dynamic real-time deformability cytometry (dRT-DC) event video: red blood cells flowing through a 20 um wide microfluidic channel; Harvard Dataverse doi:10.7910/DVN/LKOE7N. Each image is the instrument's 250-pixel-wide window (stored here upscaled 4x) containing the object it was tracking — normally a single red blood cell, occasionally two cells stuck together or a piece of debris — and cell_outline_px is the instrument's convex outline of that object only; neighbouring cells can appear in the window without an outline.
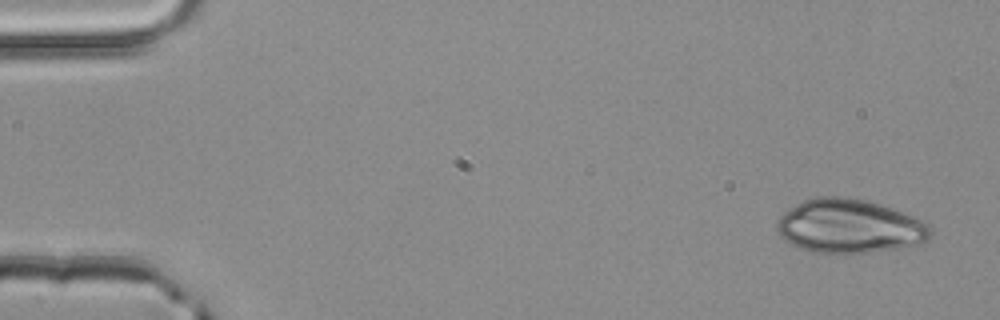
{"species": "common noctule bat (a hibernating species)", "species_latin": "Nyctalus noctula", "temperature_condition": "room temperature", "stored_images_in_passage": 50, "camera_frame_rate_fps": 3000, "um_per_image_px": 0.085, "animal": {"sex": "male", "body_mass_g": 20.4}, "frame": {"image": 1, "passage_image": 2, "time_ms": 0.333, "image_size_px": [1000, 320], "cell_outline_px": [[932, 236], [928, 240], [916, 244], [896, 248], [868, 252], [808, 252], [784, 240], [780, 236], [776, 228], [776, 220], [784, 212], [796, 204], [804, 200], [816, 196], [844, 196], [868, 200], [904, 212], [924, 220], [932, 228]], "centroid_in_image_um": [72.2, 19.2], "position_along_channel_um": 12.8, "area_um2": 48.38}}
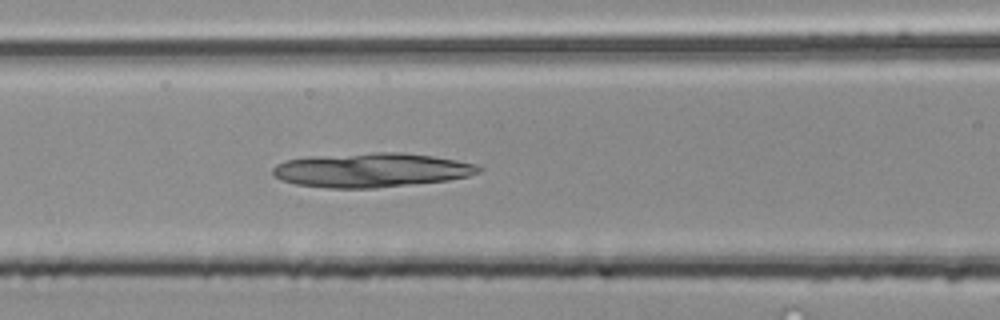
{"frame": {"image": 2, "passage_image": 21, "time_ms": 6.667, "image_size_px": [1000, 320], "cell_outline_px": [[484, 168], [480, 172], [468, 176], [448, 180], [376, 188], [328, 188], [296, 184], [284, 180], [276, 176], [272, 172], [272, 168], [276, 164], [284, 160], [308, 156], [372, 152], [400, 152], [432, 156], [456, 160], [476, 164]], "centroid_in_image_um": [31.56, 14.45], "position_along_channel_um": 135.0, "area_um2": 41.21}}
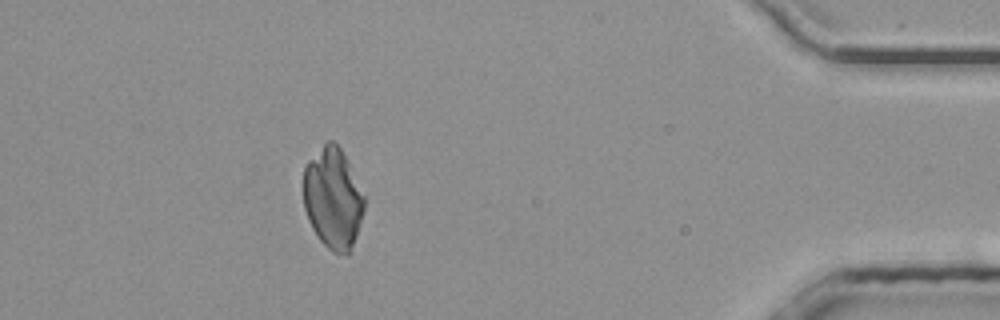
{"frame": {"image": 3, "passage_image": 45, "time_ms": 14.667, "image_size_px": [1000, 320], "cell_outline_px": [[364, 212], [352, 252], [348, 256], [332, 252], [316, 236], [308, 220], [304, 208], [304, 164], [328, 140], [332, 140], [340, 148], [364, 196]], "centroid_in_image_um": [28.3, 16.93], "position_along_channel_um": 406.9, "area_um2": 35.84}}